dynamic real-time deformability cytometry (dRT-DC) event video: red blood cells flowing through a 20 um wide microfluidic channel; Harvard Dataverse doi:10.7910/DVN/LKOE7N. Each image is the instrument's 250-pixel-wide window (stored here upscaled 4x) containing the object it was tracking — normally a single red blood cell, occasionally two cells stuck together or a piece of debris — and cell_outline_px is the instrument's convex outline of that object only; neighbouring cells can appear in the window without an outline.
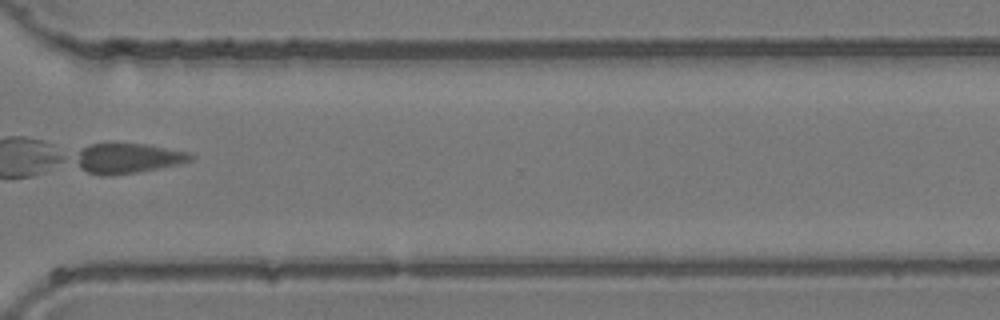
{"species": "common noctule bat (a hibernating species)", "species_latin": "Nyctalus noctula", "temperature_condition": "room temperature", "stored_images_in_passage": 33, "camera_frame_rate_fps": 3000, "um_per_image_px": 0.085, "animal": {"sex": "female", "body_mass_g": 24.6, "forearm_length_mm": 56.2}, "frame": {"image": 1, "passage_image": 22, "time_ms": 7.0, "image_size_px": [1000, 320], "cell_outline_px": [[196, 156], [192, 160], [180, 164], [140, 172], [112, 176], [100, 176], [88, 172], [80, 168], [72, 160], [72, 156], [80, 148], [88, 144], [148, 144], [188, 152]], "centroid_in_image_um": [10.8, 13.47], "position_along_channel_um": 359.8, "area_um2": 20.69}}